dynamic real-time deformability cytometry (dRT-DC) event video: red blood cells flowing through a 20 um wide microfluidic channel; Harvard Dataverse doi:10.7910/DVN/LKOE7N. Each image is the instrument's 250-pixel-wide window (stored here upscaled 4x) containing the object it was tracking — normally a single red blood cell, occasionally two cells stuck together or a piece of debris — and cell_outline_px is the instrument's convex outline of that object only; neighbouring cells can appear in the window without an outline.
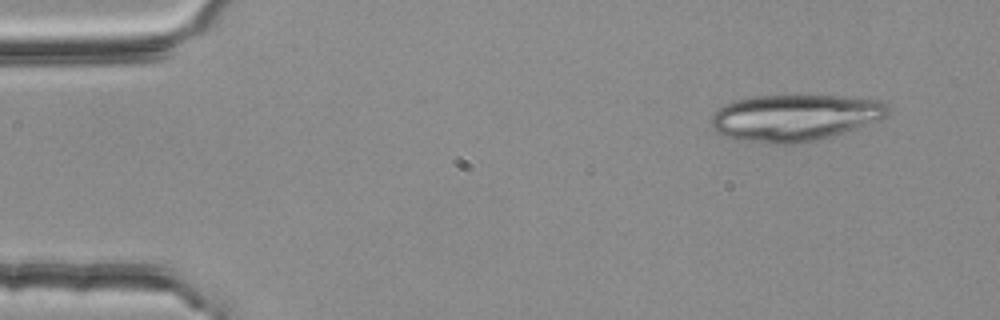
{"species": "common noctule bat (a hibernating species)", "species_latin": "Nyctalus noctula", "temperature_condition": "room temperature", "stored_images_in_passage": 3, "camera_frame_rate_fps": 3000, "um_per_image_px": 0.085, "animal": {"sex": "female", "body_mass_g": 25.1}, "frame": {"image": 1, "passage_image": 1, "time_ms": 0.0, "image_size_px": [1000, 320], "cell_outline_px": [[888, 112], [884, 116], [856, 128], [832, 136], [816, 140], [792, 144], [776, 144], [740, 140], [728, 136], [712, 128], [712, 112], [716, 108], [724, 104], [736, 100], [752, 96], [836, 96], [884, 100], [888, 104]], "centroid_in_image_um": [67.53, 9.99], "position_along_channel_um": 17.5, "area_um2": 47.57}}